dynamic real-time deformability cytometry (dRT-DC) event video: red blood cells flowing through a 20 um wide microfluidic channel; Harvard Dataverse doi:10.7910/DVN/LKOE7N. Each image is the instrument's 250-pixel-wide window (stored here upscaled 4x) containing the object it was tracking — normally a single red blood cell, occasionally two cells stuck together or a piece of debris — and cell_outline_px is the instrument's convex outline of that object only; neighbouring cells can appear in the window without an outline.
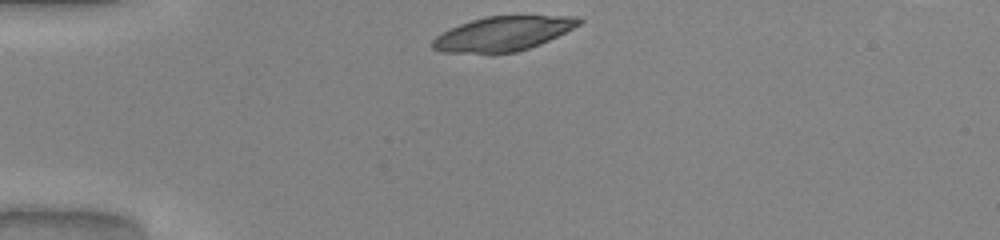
{"species": "common noctule bat (a hibernating species)", "species_latin": "Nyctalus noctula", "temperature_condition": "warm", "stored_images_in_passage": 30, "camera_frame_rate_fps": 3000, "um_per_image_px": 0.085, "animal": {"sex": "male", "body_mass_g": 20.0, "forearm_length_mm": 53.3}, "frame": {"image": 1, "passage_image": 1, "time_ms": 0.0, "image_size_px": [1000, 240], "cell_outline_px": [[584, 20], [580, 24], [540, 44], [516, 52], [492, 56], [444, 52], [432, 48], [432, 40], [436, 36], [448, 28], [472, 20], [488, 16], [580, 16]], "centroid_in_image_um": [42.69, 2.9], "position_along_channel_um": 42.3, "area_um2": 29.94}}
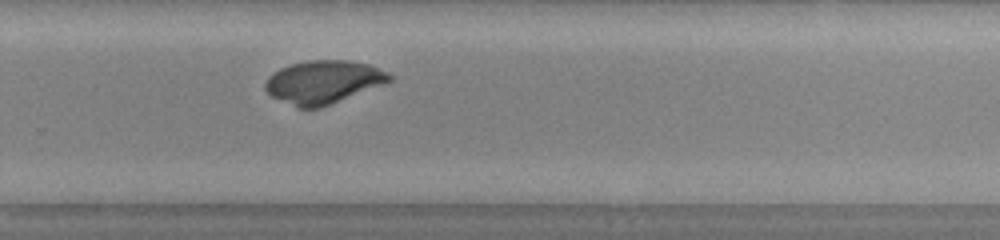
{"frame": {"image": 2, "passage_image": 23, "time_ms": 7.333, "image_size_px": [1000, 240], "cell_outline_px": [[392, 80], [384, 84], [320, 108], [296, 108], [272, 96], [264, 88], [264, 84], [268, 76], [272, 72], [280, 68], [292, 64], [308, 60], [344, 60], [368, 64], [388, 72], [392, 76]], "centroid_in_image_um": [27.46, 6.97], "position_along_channel_um": 302.3, "area_um2": 31.15}}
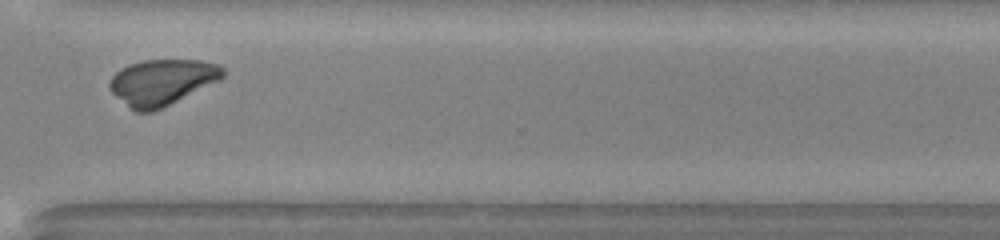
{"frame": {"image": 3, "passage_image": 27, "time_ms": 8.667, "image_size_px": [1000, 240], "cell_outline_px": [[224, 76], [220, 80], [152, 112], [136, 112], [128, 108], [108, 88], [108, 84], [112, 76], [120, 68], [128, 64], [144, 60], [200, 60], [220, 64], [224, 68]], "centroid_in_image_um": [13.75, 6.97], "position_along_channel_um": 356.9, "area_um2": 30.29}}